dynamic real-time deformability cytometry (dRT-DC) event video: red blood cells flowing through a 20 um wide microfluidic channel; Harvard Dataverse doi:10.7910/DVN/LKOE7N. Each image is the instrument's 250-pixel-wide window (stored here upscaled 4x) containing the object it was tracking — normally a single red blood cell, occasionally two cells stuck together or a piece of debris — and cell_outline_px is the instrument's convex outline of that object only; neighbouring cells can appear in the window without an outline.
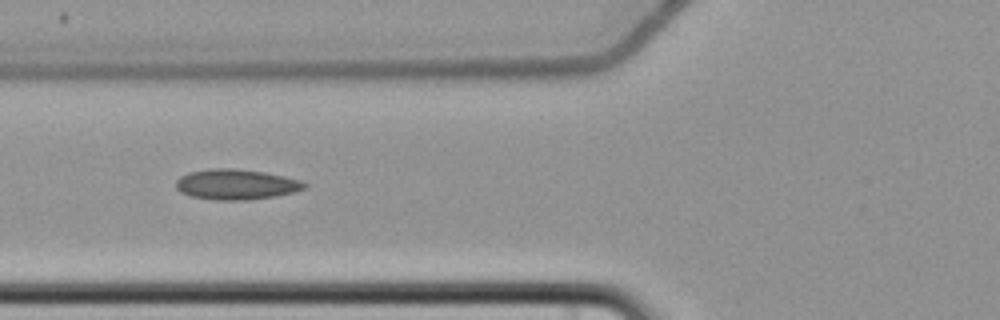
{"species": "common noctule bat (a hibernating species)", "species_latin": "Nyctalus noctula", "temperature_condition": "cold", "stored_images_in_passage": 7, "camera_frame_rate_fps": 3000, "um_per_image_px": 0.085, "animal": {"sex": "female", "body_mass_g": 22.7, "forearm_length_mm": 54.2}, "frame": {"image": 1, "passage_image": 6, "time_ms": 7.0, "image_size_px": [1000, 320], "cell_outline_px": [[308, 188], [296, 192], [276, 196], [248, 200], [212, 200], [192, 196], [180, 192], [176, 188], [176, 180], [180, 176], [188, 172], [212, 168], [236, 168], [264, 172], [284, 176], [300, 180], [308, 184]], "centroid_in_image_um": [20.1, 15.67], "position_along_channel_um": 105.7, "area_um2": 23.06}}
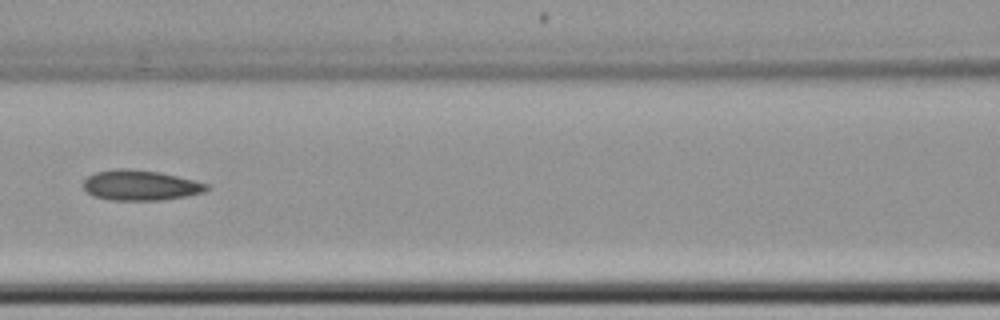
{"frame": {"image": 2, "passage_image": 7, "time_ms": 8.333, "image_size_px": [1000, 320], "cell_outline_px": [[212, 188], [204, 192], [184, 196], [160, 200], [112, 200], [92, 196], [84, 188], [84, 180], [88, 176], [96, 172], [116, 168], [128, 168], [160, 172], [208, 184]], "centroid_in_image_um": [11.93, 15.74], "position_along_channel_um": 154.7, "area_um2": 21.68}}